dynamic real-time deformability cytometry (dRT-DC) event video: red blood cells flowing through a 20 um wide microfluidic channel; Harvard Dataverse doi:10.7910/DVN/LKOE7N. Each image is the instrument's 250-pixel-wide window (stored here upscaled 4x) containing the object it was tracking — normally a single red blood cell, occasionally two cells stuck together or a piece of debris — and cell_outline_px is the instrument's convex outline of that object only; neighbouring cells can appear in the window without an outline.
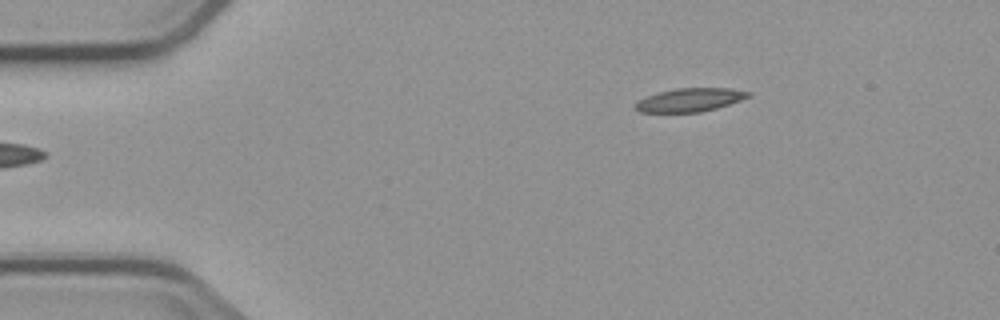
{"species": "common noctule bat (a hibernating species)", "species_latin": "Nyctalus noctula", "temperature_condition": "cold", "stored_images_in_passage": 3, "camera_frame_rate_fps": 3000, "um_per_image_px": 0.085, "animal": {"sex": "male", "body_mass_g": 23.1, "forearm_length_mm": 52.7}, "frame": {"image": 1, "passage_image": 3, "time_ms": 2.333, "image_size_px": [1000, 320], "cell_outline_px": [[752, 96], [716, 108], [700, 112], [640, 112], [636, 108], [636, 100], [660, 92], [676, 88], [732, 88], [752, 92]], "centroid_in_image_um": [58.68, 8.48], "position_along_channel_um": 26.3, "area_um2": 15.32}}